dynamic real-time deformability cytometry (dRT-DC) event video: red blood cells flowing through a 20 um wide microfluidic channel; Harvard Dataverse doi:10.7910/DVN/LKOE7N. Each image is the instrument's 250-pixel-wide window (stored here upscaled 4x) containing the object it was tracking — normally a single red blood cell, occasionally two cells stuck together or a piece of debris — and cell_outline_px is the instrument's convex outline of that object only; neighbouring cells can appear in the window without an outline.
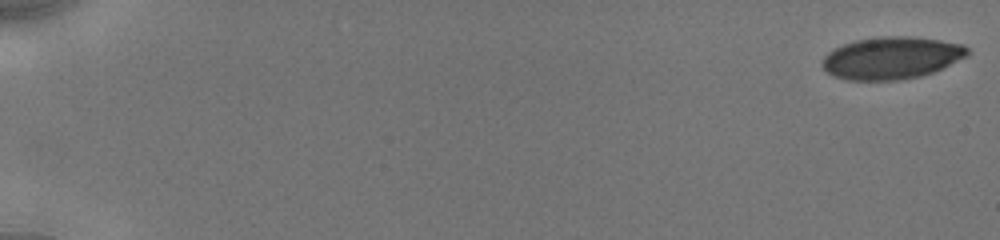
{"species": "human", "species_latin": "Homo sapiens", "temperature_condition": "cold", "stored_images_in_passage": 35, "camera_frame_rate_fps": 3000, "um_per_image_px": 0.085, "donor": {"sex": "male"}, "frame": {"image": 1, "passage_image": 1, "time_ms": 0.0, "image_size_px": [1000, 240], "cell_outline_px": [[968, 56], [932, 72], [920, 76], [900, 80], [848, 80], [836, 76], [828, 72], [820, 64], [820, 60], [832, 48], [856, 40], [876, 36], [912, 36], [940, 40], [964, 44], [968, 48]], "centroid_in_image_um": [75.76, 4.91], "position_along_channel_um": 9.2, "area_um2": 35.89}}
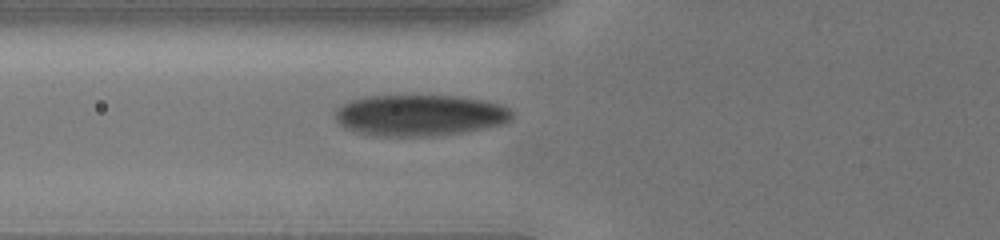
{"frame": {"image": 2, "passage_image": 20, "time_ms": 7.0, "image_size_px": [1000, 240], "cell_outline_px": [[512, 120], [500, 124], [460, 132], [428, 136], [372, 136], [356, 132], [344, 128], [336, 120], [336, 108], [352, 100], [364, 96], [456, 96], [480, 100], [500, 104], [508, 108], [512, 112]], "centroid_in_image_um": [35.62, 9.8], "position_along_channel_um": 90.2, "area_um2": 42.14}}
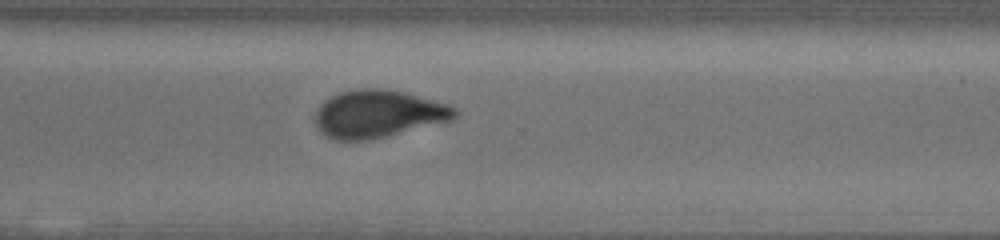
{"frame": {"image": 3, "passage_image": 35, "time_ms": 13.333, "image_size_px": [1000, 240], "cell_outline_px": [[460, 112], [452, 120], [368, 140], [332, 140], [320, 132], [316, 124], [316, 108], [324, 100], [340, 92], [360, 88], [384, 88], [404, 92], [448, 104], [456, 108]], "centroid_in_image_um": [32.13, 9.67], "position_along_channel_um": 338.5, "area_um2": 38.67}}